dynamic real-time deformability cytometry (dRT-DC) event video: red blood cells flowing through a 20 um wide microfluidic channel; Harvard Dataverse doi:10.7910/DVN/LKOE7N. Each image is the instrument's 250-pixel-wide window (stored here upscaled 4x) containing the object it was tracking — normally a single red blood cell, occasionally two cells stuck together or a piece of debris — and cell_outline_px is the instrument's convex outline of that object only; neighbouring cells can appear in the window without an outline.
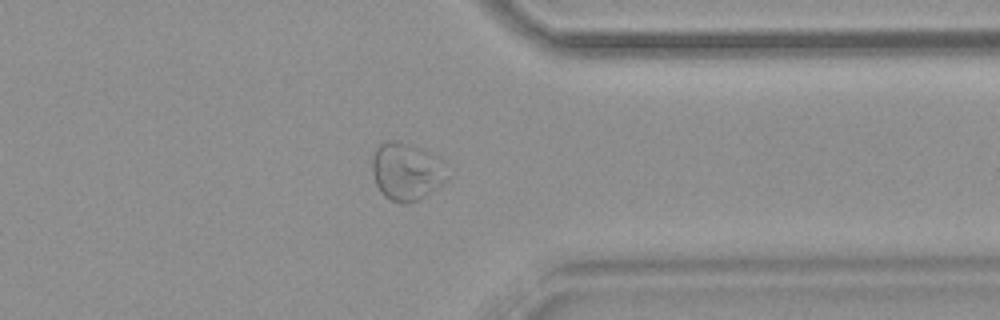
{"species": "common noctule bat (a hibernating species)", "species_latin": "Nyctalus noctula", "temperature_condition": "warm", "stored_images_in_passage": 53, "camera_frame_rate_fps": 3000, "um_per_image_px": 0.085, "animal": {"sex": "female", "body_mass_g": 18.4}, "frame": {"image": 1, "passage_image": 42, "time_ms": 13.667, "image_size_px": [1000, 320], "cell_outline_px": [[452, 176], [448, 180], [424, 196], [416, 200], [404, 204], [400, 204], [384, 196], [380, 192], [376, 184], [372, 172], [372, 156], [376, 148], [384, 140], [392, 140], [420, 148], [444, 160], [448, 164]], "centroid_in_image_um": [34.6, 14.57], "position_along_channel_um": 376.8, "area_um2": 25.66}}
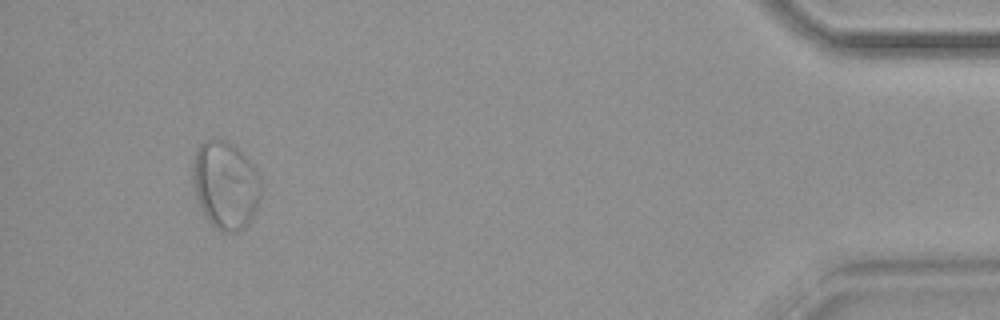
{"frame": {"image": 2, "passage_image": 50, "time_ms": 16.333, "image_size_px": [1000, 320], "cell_outline_px": [[260, 196], [256, 208], [252, 216], [244, 228], [240, 232], [224, 232], [216, 228], [208, 220], [196, 196], [192, 180], [192, 168], [196, 152], [200, 144], [204, 140], [228, 140], [248, 160], [256, 172], [260, 180]], "centroid_in_image_um": [19.15, 15.74], "position_along_channel_um": 416.1, "area_um2": 34.33}, "authors_computed_cell_mechanics": {"area_um2": 26.4146, "velocity_mm_per_s": 3.8153, "shape_relaxation_time_tau1_ms": null, "shape_relaxation_time_tau2_ms": 2.8676, "deformation_change_tau1": null, "deformation_change_tau2": 0.1011}}